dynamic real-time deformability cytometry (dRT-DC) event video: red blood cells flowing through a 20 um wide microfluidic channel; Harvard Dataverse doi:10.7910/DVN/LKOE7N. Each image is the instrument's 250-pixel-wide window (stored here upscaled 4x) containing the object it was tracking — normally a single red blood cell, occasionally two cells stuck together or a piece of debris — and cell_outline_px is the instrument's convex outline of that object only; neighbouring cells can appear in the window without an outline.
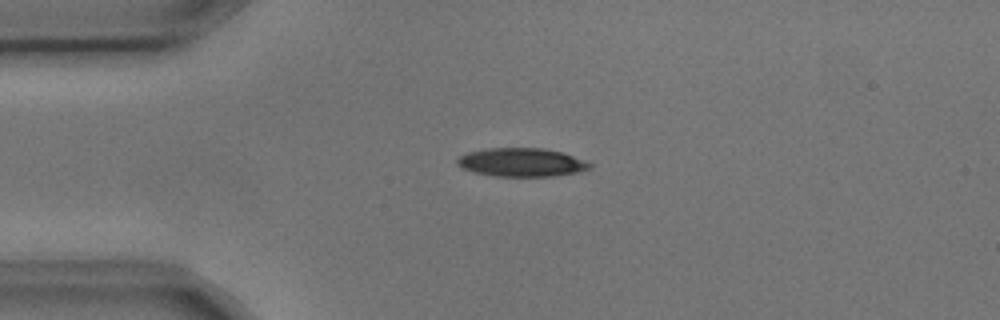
{"species": "common noctule bat (a hibernating species)", "species_latin": "Nyctalus noctula", "temperature_condition": "cold", "stored_images_in_passage": 2, "camera_frame_rate_fps": 3000, "um_per_image_px": 0.085, "animal": {"sex": "male", "body_mass_g": 17.9, "forearm_length_mm": 54.2}, "frame": {"image": 1, "passage_image": 1, "time_ms": 0.0, "image_size_px": [1000, 320], "cell_outline_px": [[592, 168], [576, 172], [552, 176], [496, 176], [472, 172], [456, 164], [456, 160], [460, 156], [468, 152], [488, 148], [544, 148], [560, 152], [588, 160], [592, 164]], "centroid_in_image_um": [44.35, 13.79], "position_along_channel_um": 40.7, "area_um2": 22.02}}